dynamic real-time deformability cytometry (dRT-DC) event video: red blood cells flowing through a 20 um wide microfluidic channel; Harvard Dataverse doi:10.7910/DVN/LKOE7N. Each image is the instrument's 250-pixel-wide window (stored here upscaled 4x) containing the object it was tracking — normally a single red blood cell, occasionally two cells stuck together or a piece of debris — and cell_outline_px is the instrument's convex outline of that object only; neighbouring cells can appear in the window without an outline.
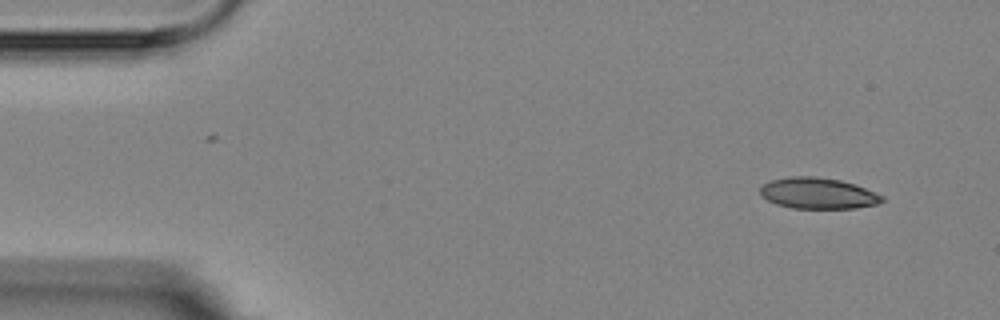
{"species": "Egyptian fruit bat (a non-hibernating species)", "species_latin": "Rousettus aegyptiacus", "temperature_condition": "room temperature", "stored_images_in_passage": 5, "camera_frame_rate_fps": 3000, "um_per_image_px": 0.085, "animal": {"sex": "female"}, "frame": {"image": 1, "passage_image": 1, "time_ms": 0.0, "image_size_px": [1000, 320], "cell_outline_px": [[884, 200], [876, 204], [856, 208], [792, 208], [776, 204], [768, 200], [760, 192], [760, 188], [764, 184], [772, 180], [788, 176], [812, 176], [840, 180], [864, 188], [884, 196]], "centroid_in_image_um": [69.52, 16.43], "position_along_channel_um": 15.5, "area_um2": 21.79}}
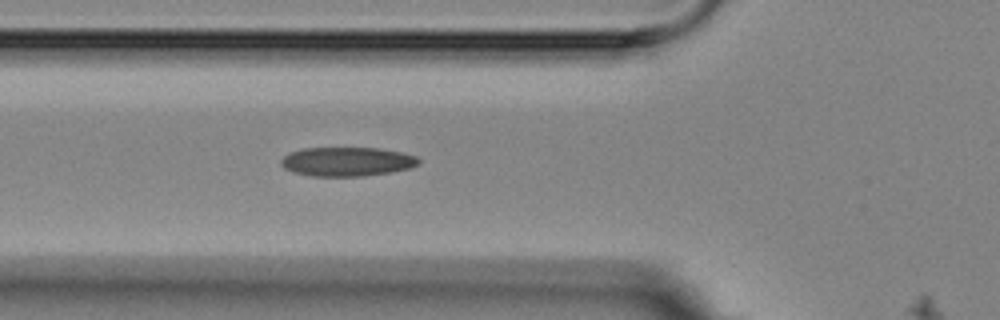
{"frame": {"image": 2, "passage_image": 5, "time_ms": 5.0, "image_size_px": [1000, 320], "cell_outline_px": [[420, 160], [416, 164], [408, 168], [388, 172], [364, 176], [312, 176], [292, 172], [284, 168], [280, 164], [280, 160], [288, 152], [304, 148], [376, 148], [400, 152], [416, 156]], "centroid_in_image_um": [29.41, 13.73], "position_along_channel_um": 96.4, "area_um2": 23.18}}